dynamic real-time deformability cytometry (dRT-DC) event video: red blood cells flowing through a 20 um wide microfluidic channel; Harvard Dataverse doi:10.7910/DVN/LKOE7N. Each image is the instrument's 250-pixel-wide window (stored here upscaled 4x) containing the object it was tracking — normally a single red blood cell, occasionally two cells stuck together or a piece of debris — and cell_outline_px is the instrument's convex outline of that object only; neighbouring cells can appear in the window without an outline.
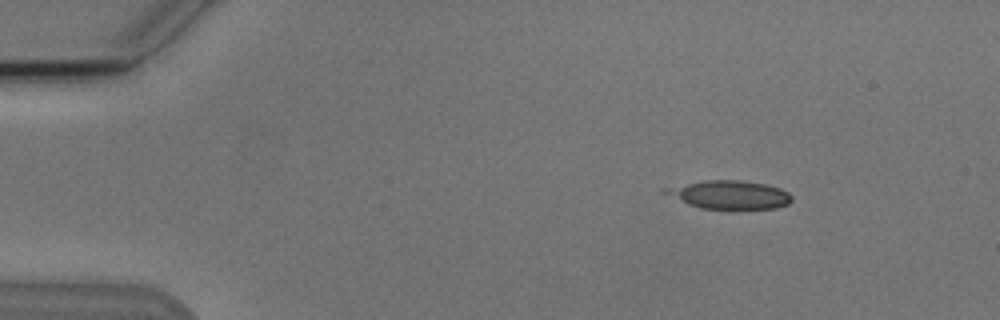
{"species": "Egyptian fruit bat (a non-hibernating species)", "species_latin": "Rousettus aegyptiacus", "temperature_condition": "cold", "stored_images_in_passage": 4, "camera_frame_rate_fps": 3000, "um_per_image_px": 0.085, "animal": {"sex": "male"}, "frame": {"image": 1, "passage_image": 1, "time_ms": 0.0, "image_size_px": [1000, 320], "cell_outline_px": [[792, 200], [788, 204], [776, 208], [700, 208], [688, 204], [660, 192], [660, 188], [704, 180], [740, 180], [764, 184], [780, 188], [788, 192], [792, 196]], "centroid_in_image_um": [61.95, 16.54], "position_along_channel_um": 23.1, "area_um2": 20.87}}
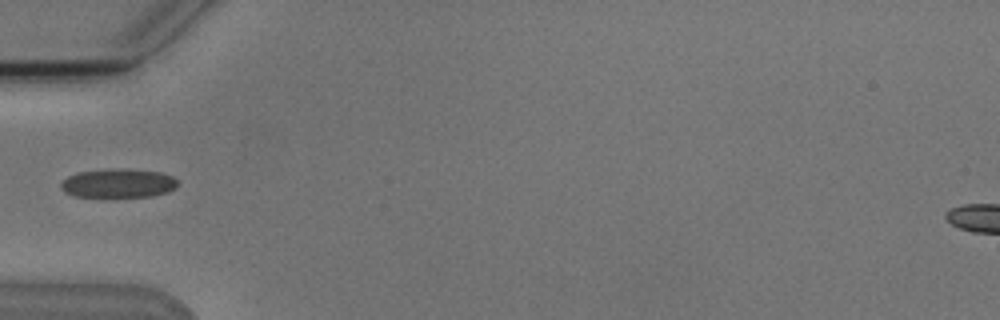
{"frame": {"image": 2, "passage_image": 4, "time_ms": 3.667, "image_size_px": [1000, 320], "cell_outline_px": [[180, 184], [176, 188], [168, 192], [152, 196], [116, 200], [108, 200], [72, 196], [64, 192], [60, 188], [60, 184], [68, 176], [80, 172], [160, 172], [172, 176]], "centroid_in_image_um": [10.03, 15.72], "position_along_channel_um": 75.0, "area_um2": 19.65}}